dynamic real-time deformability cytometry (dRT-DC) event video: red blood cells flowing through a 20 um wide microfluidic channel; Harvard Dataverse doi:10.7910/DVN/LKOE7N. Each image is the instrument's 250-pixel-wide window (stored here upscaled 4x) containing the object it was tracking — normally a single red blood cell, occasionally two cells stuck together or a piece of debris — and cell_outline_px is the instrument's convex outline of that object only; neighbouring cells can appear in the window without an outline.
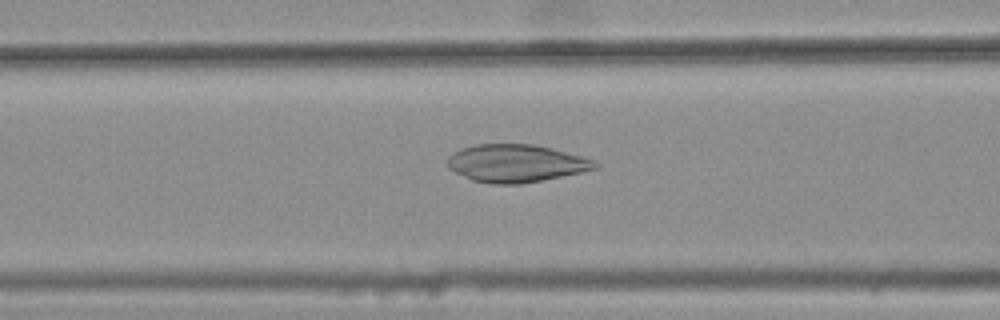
{"species": "common noctule bat (a hibernating species)", "species_latin": "Nyctalus noctula", "temperature_condition": "warm", "stored_images_in_passage": 32, "camera_frame_rate_fps": 3000, "um_per_image_px": 0.085, "animal": {"sex": "female", "body_mass_g": 25.1}, "frame": {"image": 1, "passage_image": 7, "time_ms": 2.0, "image_size_px": [1000, 320], "cell_outline_px": [[600, 164], [596, 168], [580, 172], [520, 184], [492, 184], [472, 180], [448, 168], [448, 156], [452, 152], [460, 148], [476, 144], [532, 144], [552, 148], [596, 160]], "centroid_in_image_um": [43.84, 13.87], "position_along_channel_um": 122.8, "area_um2": 32.31}}
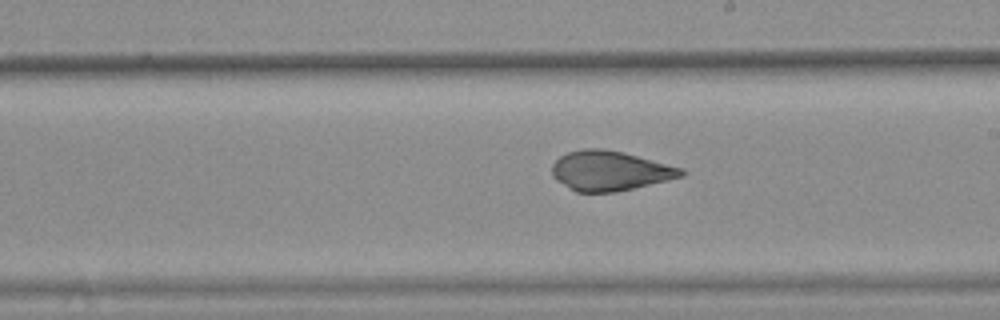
{"frame": {"image": 2, "passage_image": 16, "time_ms": 5.0, "image_size_px": [1000, 320], "cell_outline_px": [[688, 172], [684, 176], [668, 180], [616, 192], [576, 192], [568, 188], [556, 180], [552, 176], [552, 164], [560, 156], [568, 152], [584, 148], [604, 148], [624, 152], [684, 168]], "centroid_in_image_um": [51.86, 14.51], "position_along_channel_um": 237.1, "area_um2": 30.23}}
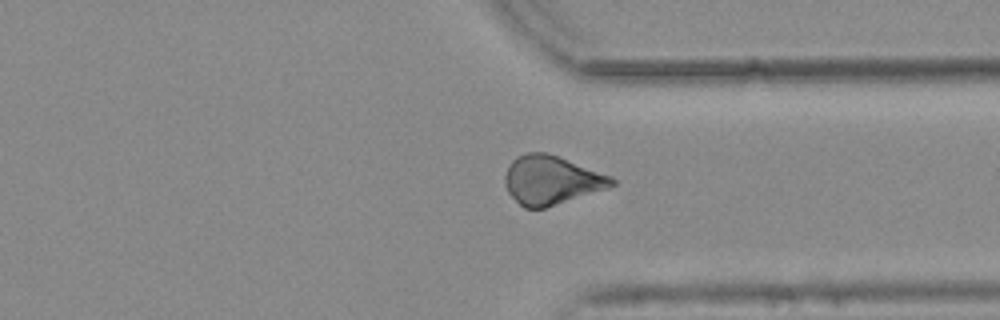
{"frame": {"image": 3, "passage_image": 26, "time_ms": 8.333, "image_size_px": [1000, 320], "cell_outline_px": [[616, 184], [608, 188], [544, 208], [524, 208], [508, 192], [504, 184], [504, 176], [512, 160], [516, 156], [528, 152], [548, 152], [612, 176], [616, 180]], "centroid_in_image_um": [46.87, 15.29], "position_along_channel_um": 364.5, "area_um2": 30.35}}